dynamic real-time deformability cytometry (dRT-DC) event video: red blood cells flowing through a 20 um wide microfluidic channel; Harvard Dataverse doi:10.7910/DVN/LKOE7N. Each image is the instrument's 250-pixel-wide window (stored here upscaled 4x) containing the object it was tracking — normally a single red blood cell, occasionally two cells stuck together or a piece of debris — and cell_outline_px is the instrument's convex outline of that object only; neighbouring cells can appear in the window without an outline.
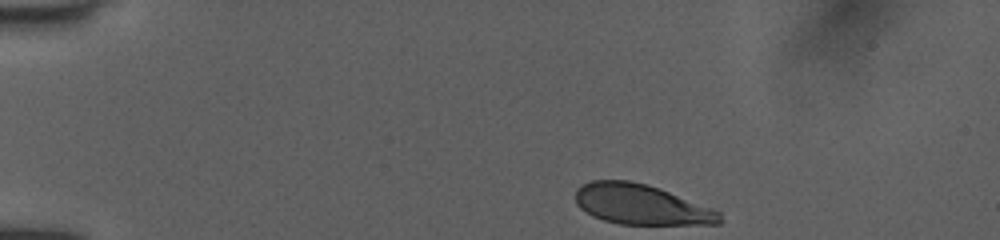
{"species": "human", "species_latin": "Homo sapiens", "temperature_condition": "room temperature", "stored_images_in_passage": 37, "camera_frame_rate_fps": 3000, "um_per_image_px": 0.085, "donor": {"sex": "female"}, "frame": {"image": 1, "passage_image": 1, "time_ms": 0.0, "image_size_px": [1000, 240], "cell_outline_px": [[724, 220], [720, 224], [620, 224], [604, 220], [592, 216], [580, 208], [576, 204], [576, 188], [580, 184], [592, 180], [628, 180], [660, 188], [712, 208], [720, 212]], "centroid_in_image_um": [54.49, 17.38], "position_along_channel_um": 30.5, "area_um2": 33.87}}
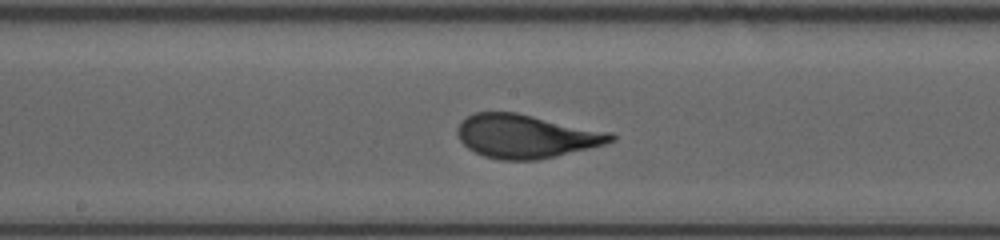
{"frame": {"image": 2, "passage_image": 20, "time_ms": 6.333, "image_size_px": [1000, 240], "cell_outline_px": [[616, 140], [604, 144], [556, 156], [536, 160], [500, 160], [484, 156], [468, 148], [460, 140], [456, 132], [456, 128], [460, 120], [476, 112], [516, 112], [612, 132], [616, 136]], "centroid_in_image_um": [44.7, 11.57], "position_along_channel_um": 203.5, "area_um2": 39.02}}
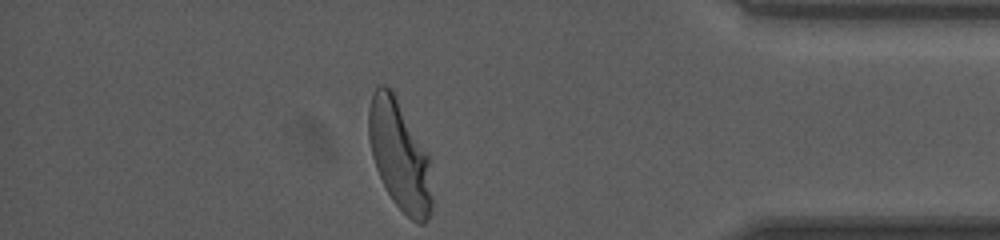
{"frame": {"image": 3, "passage_image": 37, "time_ms": 12.0, "image_size_px": [1000, 240], "cell_outline_px": [[432, 208], [428, 220], [424, 224], [416, 224], [392, 200], [376, 168], [372, 156], [368, 136], [368, 108], [372, 92], [380, 84], [384, 84], [392, 88], [428, 152], [432, 196]], "centroid_in_image_um": [33.96, 13.17], "position_along_channel_um": 401.2, "area_um2": 40.86}, "authors_computed_cell_mechanics": {"area_um2": 38.437, "velocity_mm_per_s": 3.9922, "shape_relaxation_time_tau1_ms": 2.8774, "shape_relaxation_time_tau2_ms": null, "deformation_change_tau1": 0.1637, "deformation_change_tau2": null}}